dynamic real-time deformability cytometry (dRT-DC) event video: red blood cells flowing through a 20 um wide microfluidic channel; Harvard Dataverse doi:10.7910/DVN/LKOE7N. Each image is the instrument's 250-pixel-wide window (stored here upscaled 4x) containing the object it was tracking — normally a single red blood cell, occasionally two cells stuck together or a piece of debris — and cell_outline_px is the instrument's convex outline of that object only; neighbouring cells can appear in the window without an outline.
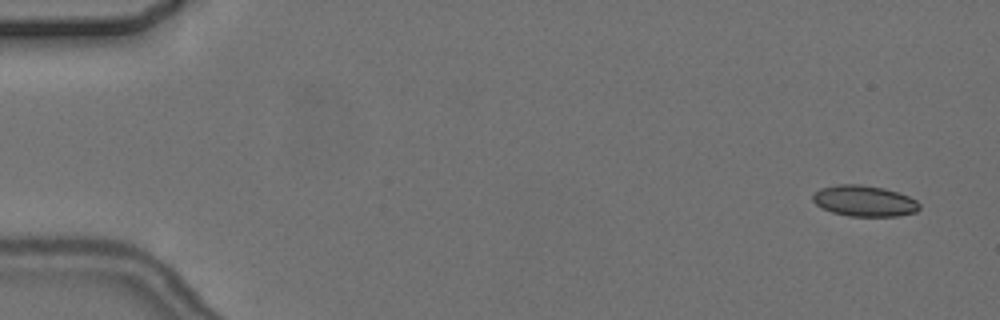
{"species": "common noctule bat (a hibernating species)", "species_latin": "Nyctalus noctula", "temperature_condition": "cold", "stored_images_in_passage": 3, "camera_frame_rate_fps": 3000, "um_per_image_px": 0.085, "animal": {"sex": "female", "body_mass_g": 24.6, "forearm_length_mm": 56.2}, "frame": {"image": 1, "passage_image": 1, "time_ms": 0.0, "image_size_px": [1000, 320], "cell_outline_px": [[920, 208], [916, 212], [896, 216], [848, 216], [832, 212], [820, 208], [812, 200], [812, 192], [820, 188], [836, 184], [860, 184], [884, 188], [908, 196], [916, 200], [920, 204]], "centroid_in_image_um": [73.42, 17.07], "position_along_channel_um": 11.6, "area_um2": 19.42}}